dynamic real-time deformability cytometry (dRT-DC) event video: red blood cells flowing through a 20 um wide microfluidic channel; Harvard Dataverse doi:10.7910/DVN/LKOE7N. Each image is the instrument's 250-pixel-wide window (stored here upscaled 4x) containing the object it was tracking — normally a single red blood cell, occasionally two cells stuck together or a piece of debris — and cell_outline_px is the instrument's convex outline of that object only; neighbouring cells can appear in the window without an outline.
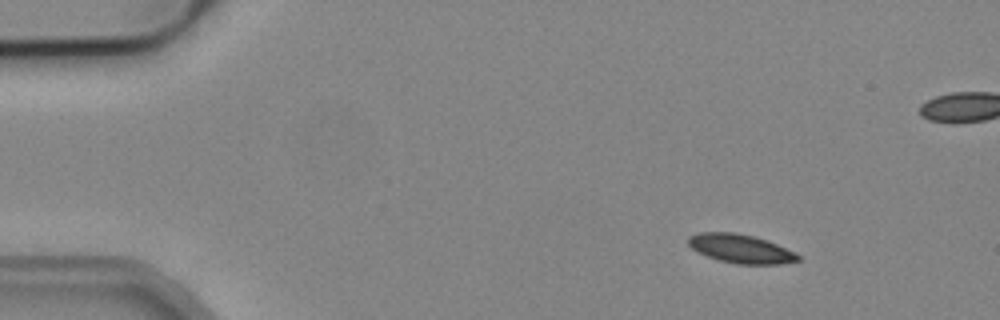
{"species": "common noctule bat (a hibernating species)", "species_latin": "Nyctalus noctula", "temperature_condition": "cold", "stored_images_in_passage": 4, "camera_frame_rate_fps": 3000, "um_per_image_px": 0.085, "animal": {"sex": "male", "body_mass_g": 19.2, "forearm_length_mm": 51.8}, "frame": {"image": 1, "passage_image": 1, "time_ms": 0.0, "image_size_px": [1000, 320], "cell_outline_px": [[800, 260], [780, 264], [736, 264], [720, 260], [708, 256], [692, 248], [688, 244], [688, 236], [700, 232], [736, 232], [752, 236], [776, 244], [796, 252], [800, 256]], "centroid_in_image_um": [62.96, 21.14], "position_along_channel_um": 22.0, "area_um2": 18.21}}